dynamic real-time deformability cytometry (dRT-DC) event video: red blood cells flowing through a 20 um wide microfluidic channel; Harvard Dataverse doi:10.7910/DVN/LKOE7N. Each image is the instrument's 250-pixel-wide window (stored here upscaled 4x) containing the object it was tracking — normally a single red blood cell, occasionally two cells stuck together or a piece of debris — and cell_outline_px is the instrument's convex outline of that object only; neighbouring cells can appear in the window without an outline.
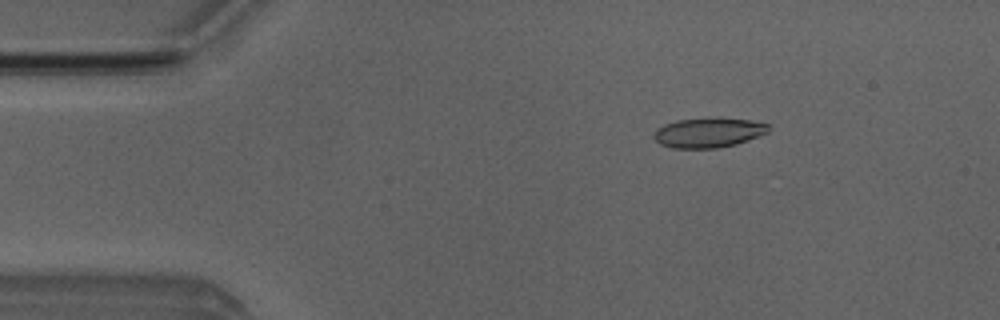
{"species": "Egyptian fruit bat (a non-hibernating species)", "species_latin": "Rousettus aegyptiacus", "temperature_condition": "room temperature", "stored_images_in_passage": 5, "camera_frame_rate_fps": 3000, "um_per_image_px": 0.085, "animal": {"sex": "male"}, "frame": {"image": 1, "passage_image": 3, "time_ms": 2.333, "image_size_px": [1000, 320], "cell_outline_px": [[768, 132], [748, 140], [736, 144], [716, 148], [672, 148], [660, 144], [652, 136], [656, 128], [664, 124], [676, 120], [716, 116], [720, 116], [752, 120], [768, 124]], "centroid_in_image_um": [60.2, 11.24], "position_along_channel_um": 24.8, "area_um2": 20.35}}